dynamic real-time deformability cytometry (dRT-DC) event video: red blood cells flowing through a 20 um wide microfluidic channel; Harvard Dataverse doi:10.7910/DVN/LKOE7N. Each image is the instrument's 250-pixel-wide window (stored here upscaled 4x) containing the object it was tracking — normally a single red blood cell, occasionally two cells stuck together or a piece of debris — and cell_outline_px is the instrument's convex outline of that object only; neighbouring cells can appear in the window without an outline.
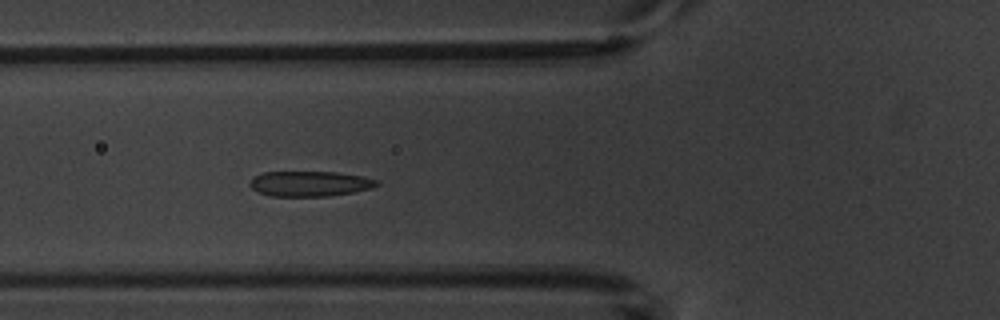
{"species": "common noctule bat (a hibernating species)", "species_latin": "Nyctalus noctula", "temperature_condition": "warm", "stored_images_in_passage": 4, "camera_frame_rate_fps": 3000, "um_per_image_px": 0.085, "animal": {"sex": "male", "body_mass_g": 20.1, "forearm_length_mm": 53.5}, "frame": {"image": 1, "passage_image": 4, "time_ms": 4.667, "image_size_px": [1000, 320], "cell_outline_px": [[380, 184], [372, 188], [352, 192], [328, 196], [272, 196], [260, 192], [252, 188], [248, 184], [256, 176], [264, 172], [336, 172], [360, 176], [380, 180]], "centroid_in_image_um": [26.37, 15.61], "position_along_channel_um": 99.4, "area_um2": 18.5}}